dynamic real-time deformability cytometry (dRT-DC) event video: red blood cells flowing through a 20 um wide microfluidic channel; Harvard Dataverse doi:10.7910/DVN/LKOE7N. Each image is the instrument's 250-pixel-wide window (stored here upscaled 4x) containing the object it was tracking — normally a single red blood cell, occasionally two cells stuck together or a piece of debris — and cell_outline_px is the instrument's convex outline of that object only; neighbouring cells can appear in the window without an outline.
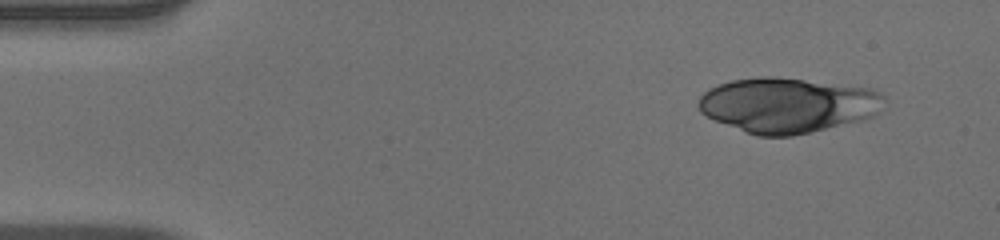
{"species": "human", "species_latin": "Homo sapiens", "temperature_condition": "warm", "stored_images_in_passage": 46, "camera_frame_rate_fps": 3000, "um_per_image_px": 0.085, "donor": {"sex": "male"}, "frame": {"image": 1, "passage_image": 1, "time_ms": 0.0, "image_size_px": [1000, 240], "cell_outline_px": [[884, 96], [876, 112], [872, 116], [864, 120], [792, 136], [760, 136], [748, 132], [716, 120], [700, 112], [696, 104], [700, 96], [708, 88], [716, 84], [732, 80], [760, 76], [776, 76], [872, 88], [880, 92]], "centroid_in_image_um": [66.91, 8.91], "position_along_channel_um": 18.1, "area_um2": 59.42}}